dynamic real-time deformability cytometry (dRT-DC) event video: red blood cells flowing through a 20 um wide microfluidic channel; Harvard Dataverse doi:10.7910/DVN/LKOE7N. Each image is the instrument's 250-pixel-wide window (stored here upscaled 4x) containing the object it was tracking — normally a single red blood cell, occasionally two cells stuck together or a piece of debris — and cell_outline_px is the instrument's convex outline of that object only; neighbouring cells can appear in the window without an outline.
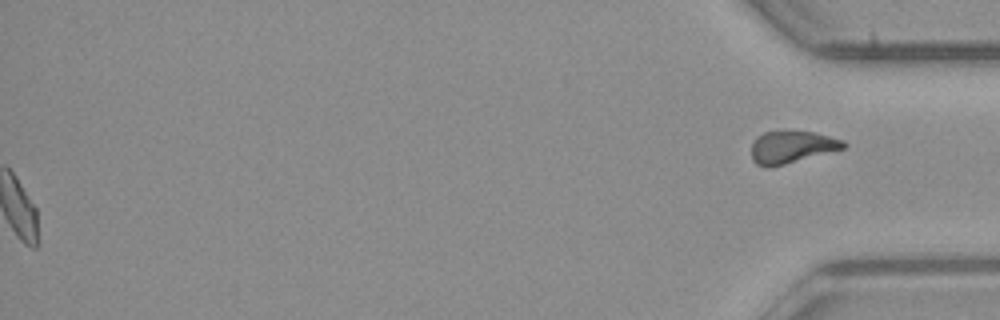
{"species": "common noctule bat (a hibernating species)", "species_latin": "Nyctalus noctula", "temperature_condition": "room temperature", "stored_images_in_passage": 51, "segment_of_instrument_passage": [2, 2], "camera_frame_rate_fps": 3000, "um_per_image_px": 0.085, "animal": {"sex": "male", "body_mass_g": 23.1, "forearm_length_mm": 52.7}, "frame": {"image": 1, "passage_image": 51, "time_ms": 16.667, "image_size_px": [1000, 320], "cell_outline_px": [[848, 144], [844, 148], [784, 164], [768, 168], [756, 164], [752, 160], [752, 144], [756, 136], [764, 132], [784, 128], [812, 132], [844, 140]], "centroid_in_image_um": [67.26, 12.45], "position_along_channel_um": 367.9, "area_um2": 17.69}}